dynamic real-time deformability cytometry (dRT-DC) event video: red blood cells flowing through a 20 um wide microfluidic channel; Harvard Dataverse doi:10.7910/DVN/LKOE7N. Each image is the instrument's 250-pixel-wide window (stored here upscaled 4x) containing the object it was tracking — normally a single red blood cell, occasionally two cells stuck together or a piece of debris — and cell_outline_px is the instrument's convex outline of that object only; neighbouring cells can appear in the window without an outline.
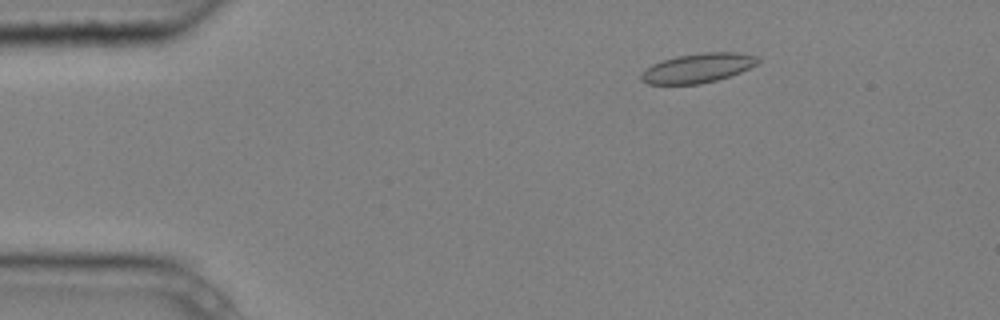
{"species": "common noctule bat (a hibernating species)", "species_latin": "Nyctalus noctula", "temperature_condition": "cold", "stored_images_in_passage": 6, "segment_of_instrument_passage": [1, 2], "camera_frame_rate_fps": 3000, "um_per_image_px": 0.085, "animal": {"sex": "male", "body_mass_g": 20.4}, "frame": {"image": 1, "passage_image": 3, "time_ms": 0.667, "image_size_px": [1000, 320], "cell_outline_px": [[760, 60], [756, 64], [740, 72], [716, 80], [700, 84], [648, 84], [640, 80], [640, 76], [652, 64], [676, 56], [704, 52], [736, 52], [756, 56]], "centroid_in_image_um": [59.31, 5.78], "position_along_channel_um": 25.7, "area_um2": 19.71}}